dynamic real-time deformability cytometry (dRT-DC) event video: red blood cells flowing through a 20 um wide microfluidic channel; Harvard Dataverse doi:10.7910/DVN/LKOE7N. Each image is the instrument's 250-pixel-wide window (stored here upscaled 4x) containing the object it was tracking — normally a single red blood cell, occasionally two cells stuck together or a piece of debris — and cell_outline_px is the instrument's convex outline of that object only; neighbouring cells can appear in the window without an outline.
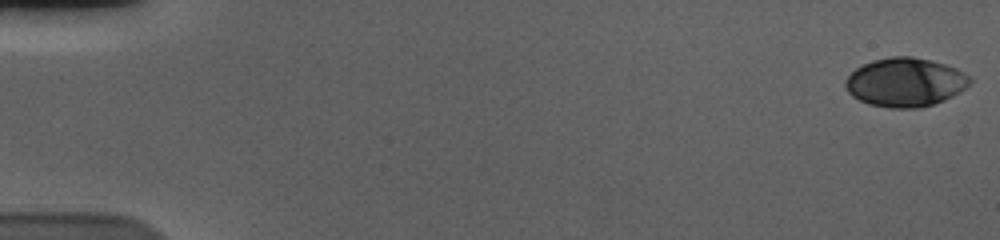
{"species": "human", "species_latin": "Homo sapiens", "temperature_condition": "cold", "stored_images_in_passage": 57, "camera_frame_rate_fps": 3000, "um_per_image_px": 0.085, "donor": {"sex": "male"}, "frame": {"image": 1, "passage_image": 1, "time_ms": 0.0, "image_size_px": [1000, 240], "cell_outline_px": [[972, 80], [960, 92], [944, 100], [920, 108], [888, 108], [868, 104], [852, 96], [848, 92], [844, 84], [844, 80], [856, 68], [872, 60], [892, 56], [912, 56], [932, 60], [956, 68], [964, 72]], "centroid_in_image_um": [76.93, 6.99], "position_along_channel_um": 8.1, "area_um2": 35.49}}
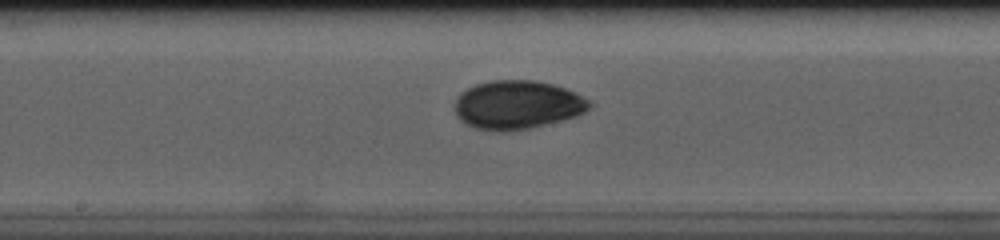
{"frame": {"image": 2, "passage_image": 31, "time_ms": 10.0, "image_size_px": [1000, 240], "cell_outline_px": [[592, 104], [584, 112], [576, 116], [528, 128], [504, 132], [492, 132], [476, 128], [464, 124], [456, 116], [452, 104], [456, 96], [460, 92], [476, 84], [492, 80], [536, 80], [552, 84], [576, 92], [592, 100]], "centroid_in_image_um": [43.92, 8.91], "position_along_channel_um": 204.3, "area_um2": 38.67}}
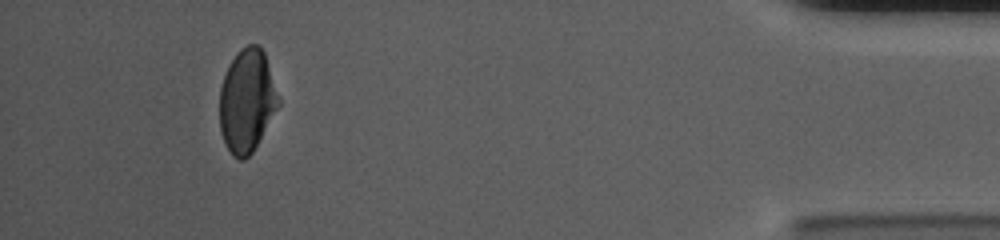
{"frame": {"image": 3, "passage_image": 53, "time_ms": 17.333, "image_size_px": [1000, 240], "cell_outline_px": [[280, 104], [252, 152], [244, 160], [240, 160], [232, 156], [220, 132], [220, 88], [224, 76], [236, 52], [240, 48], [248, 44], [260, 44], [264, 52], [280, 100]], "centroid_in_image_um": [20.99, 8.55], "position_along_channel_um": 414.2, "area_um2": 35.14}, "authors_computed_cell_mechanics": {"area_um2": 36.0672, "velocity_mm_per_s": 3.6839, "shape_relaxation_time_tau1_ms": 5.6384, "shape_relaxation_time_tau2_ms": 2.5207, "deformation_change_tau1": 0.153, "deformation_change_tau2": 0.0424}}